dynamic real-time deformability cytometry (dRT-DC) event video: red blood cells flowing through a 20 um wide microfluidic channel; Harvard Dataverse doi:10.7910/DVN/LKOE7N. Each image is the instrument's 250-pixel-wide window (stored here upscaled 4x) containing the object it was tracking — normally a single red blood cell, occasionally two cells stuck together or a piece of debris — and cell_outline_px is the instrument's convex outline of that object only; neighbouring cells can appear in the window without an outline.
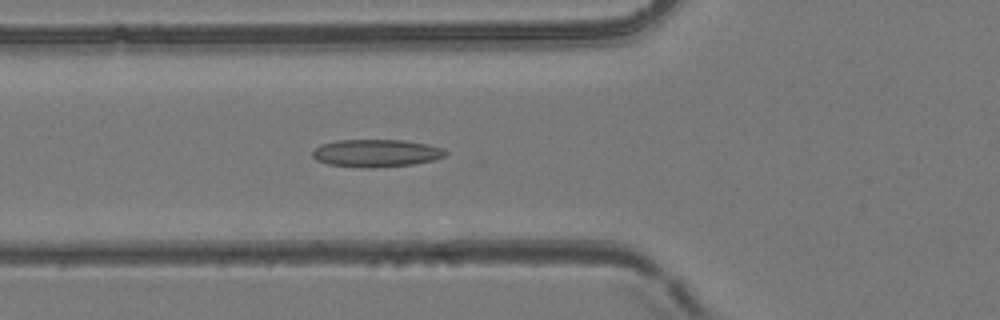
{"species": "common noctule bat (a hibernating species)", "species_latin": "Nyctalus noctula", "temperature_condition": "room temperature", "stored_images_in_passage": 38, "segment_of_instrument_passage": [1, 2], "camera_frame_rate_fps": 3000, "um_per_image_px": 0.085, "animal": {"sex": "female", "body_mass_g": 24.6, "forearm_length_mm": 56.2}, "frame": {"image": 1, "passage_image": 3, "time_ms": 0.667, "image_size_px": [1000, 320], "cell_outline_px": [[448, 152], [444, 156], [432, 160], [412, 164], [372, 168], [368, 168], [328, 164], [316, 160], [312, 156], [312, 152], [320, 144], [336, 140], [404, 140], [428, 144], [440, 148]], "centroid_in_image_um": [31.94, 13.01], "position_along_channel_um": 93.9, "area_um2": 21.27}}
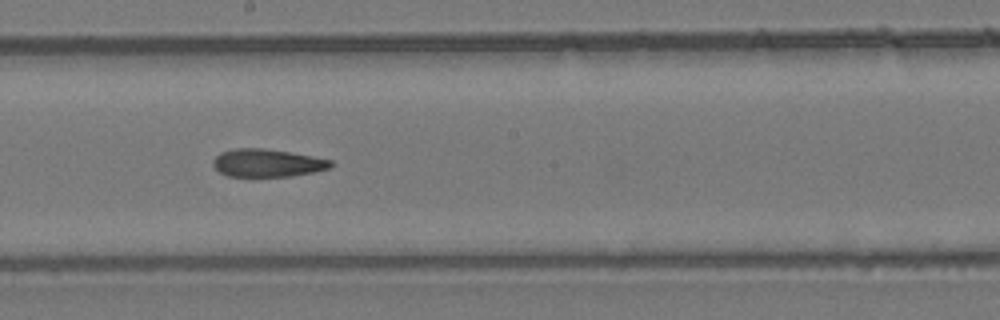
{"frame": {"image": 2, "passage_image": 13, "time_ms": 4.0, "image_size_px": [1000, 320], "cell_outline_px": [[332, 168], [292, 176], [228, 176], [220, 172], [212, 164], [212, 160], [220, 152], [236, 148], [264, 148], [312, 156], [332, 160]], "centroid_in_image_um": [22.71, 13.85], "position_along_channel_um": 225.5, "area_um2": 19.02}}
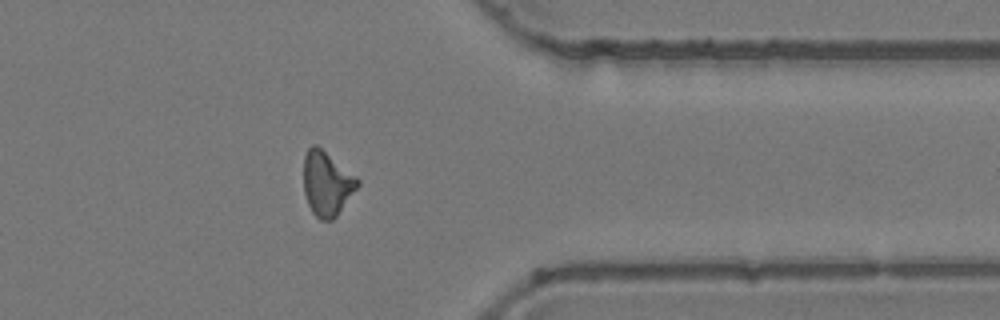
{"frame": {"image": 3, "passage_image": 26, "time_ms": 8.333, "image_size_px": [1000, 320], "cell_outline_px": [[360, 184], [336, 216], [332, 220], [320, 220], [312, 212], [308, 204], [304, 192], [304, 156], [308, 148], [312, 144], [316, 144], [356, 176], [360, 180]], "centroid_in_image_um": [27.77, 15.59], "position_along_channel_um": 383.6, "area_um2": 20.11}}